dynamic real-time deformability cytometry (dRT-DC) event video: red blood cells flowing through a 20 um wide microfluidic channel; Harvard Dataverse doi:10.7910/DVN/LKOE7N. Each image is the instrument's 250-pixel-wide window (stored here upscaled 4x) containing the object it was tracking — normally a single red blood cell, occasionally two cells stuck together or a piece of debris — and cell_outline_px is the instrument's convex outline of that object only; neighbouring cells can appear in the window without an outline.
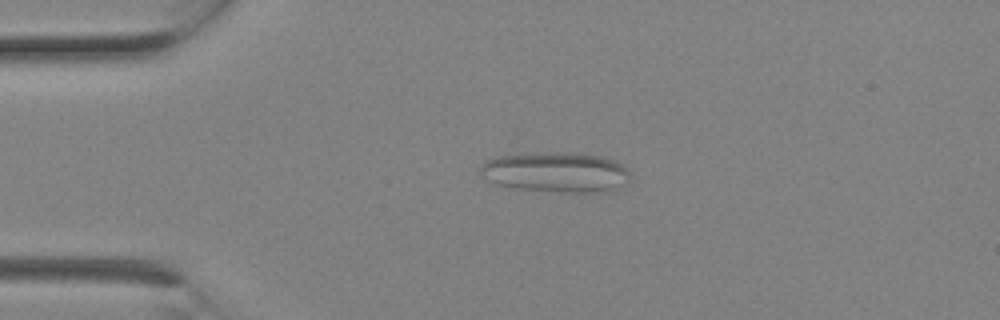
{"species": "Egyptian fruit bat (a non-hibernating species)", "species_latin": "Rousettus aegyptiacus", "temperature_condition": "room temperature", "stored_images_in_passage": 2, "camera_frame_rate_fps": 3000, "um_per_image_px": 0.085, "animal": {"sex": "female"}, "frame": {"image": 1, "passage_image": 2, "time_ms": 0.333, "image_size_px": [1000, 320], "cell_outline_px": [[628, 180], [612, 192], [564, 192], [516, 188], [496, 184], [480, 176], [480, 168], [488, 160], [500, 156], [552, 152], [572, 152], [604, 156], [616, 160], [628, 168]], "centroid_in_image_um": [47.31, 14.64], "position_along_channel_um": 37.7, "area_um2": 35.14}}